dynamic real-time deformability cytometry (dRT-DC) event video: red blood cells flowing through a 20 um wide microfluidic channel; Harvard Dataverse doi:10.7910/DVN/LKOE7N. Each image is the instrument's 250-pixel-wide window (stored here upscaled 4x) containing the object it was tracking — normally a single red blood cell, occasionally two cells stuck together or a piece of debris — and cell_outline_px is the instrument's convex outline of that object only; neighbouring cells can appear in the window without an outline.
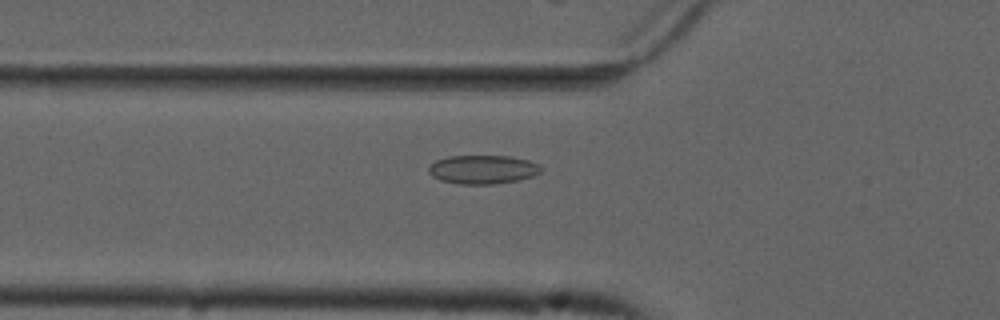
{"species": "common noctule bat (a hibernating species)", "species_latin": "Nyctalus noctula", "temperature_condition": "cold", "stored_images_in_passage": 10, "camera_frame_rate_fps": 3000, "um_per_image_px": 0.085, "animal": {"sex": "male", "forearm_length_mm": 52.5}, "frame": {"image": 1, "passage_image": 2, "time_ms": 0.333, "image_size_px": [1000, 320], "cell_outline_px": [[540, 172], [532, 176], [520, 180], [492, 184], [460, 184], [440, 180], [432, 176], [428, 172], [428, 168], [436, 160], [448, 156], [512, 156], [528, 160], [540, 164]], "centroid_in_image_um": [41.04, 14.4], "position_along_channel_um": 84.8, "area_um2": 18.84}}
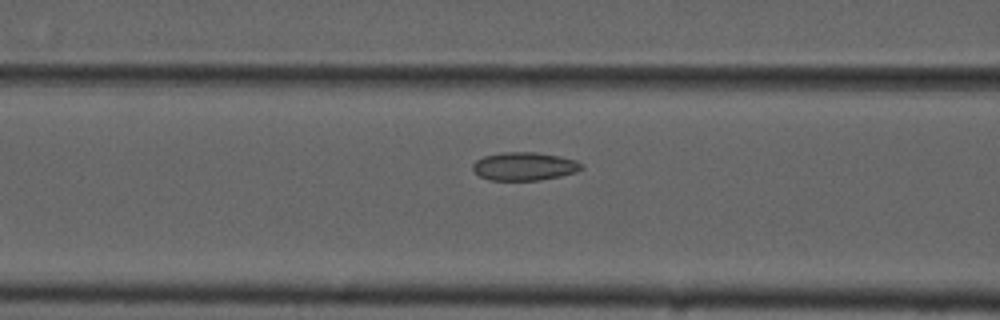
{"frame": {"image": 2, "passage_image": 5, "time_ms": 1.333, "image_size_px": [1000, 320], "cell_outline_px": [[584, 168], [576, 172], [560, 176], [540, 180], [488, 180], [480, 176], [472, 168], [472, 164], [476, 160], [484, 156], [504, 152], [536, 152], [560, 156], [576, 160], [584, 164]], "centroid_in_image_um": [44.6, 14.13], "position_along_channel_um": 122.0, "area_um2": 17.98}}